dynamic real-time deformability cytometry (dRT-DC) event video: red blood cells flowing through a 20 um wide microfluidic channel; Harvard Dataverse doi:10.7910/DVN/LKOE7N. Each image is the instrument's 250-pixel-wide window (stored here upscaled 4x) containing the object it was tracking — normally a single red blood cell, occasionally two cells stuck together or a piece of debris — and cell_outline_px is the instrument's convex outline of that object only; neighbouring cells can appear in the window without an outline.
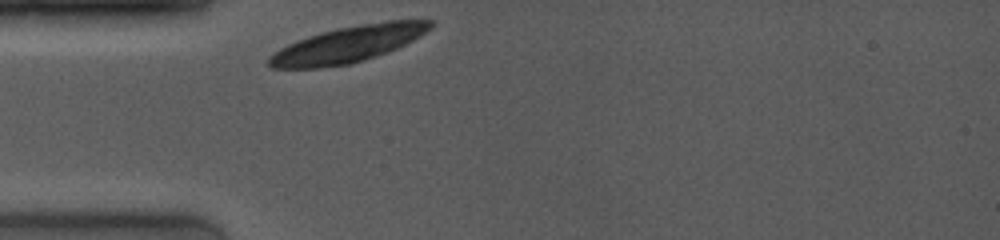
{"species": "common noctule bat (a hibernating species)", "species_latin": "Nyctalus noctula", "temperature_condition": "room temperature", "stored_images_in_passage": 1, "camera_frame_rate_fps": 4000, "um_per_image_px": 0.085, "animal": {"sex": "female", "body_mass_g": 19.0, "forearm_length_mm": 53.3}, "frame": {"image": 1, "passage_image": 1, "time_ms": 0.0, "image_size_px": [1000, 240], "cell_outline_px": [[432, 28], [420, 36], [396, 48], [364, 60], [348, 64], [316, 68], [272, 68], [268, 64], [268, 56], [280, 48], [288, 44], [308, 36], [320, 32], [360, 24], [388, 20], [432, 20]], "centroid_in_image_um": [29.57, 3.76], "position_along_channel_um": 55.4, "area_um2": 33.7}}